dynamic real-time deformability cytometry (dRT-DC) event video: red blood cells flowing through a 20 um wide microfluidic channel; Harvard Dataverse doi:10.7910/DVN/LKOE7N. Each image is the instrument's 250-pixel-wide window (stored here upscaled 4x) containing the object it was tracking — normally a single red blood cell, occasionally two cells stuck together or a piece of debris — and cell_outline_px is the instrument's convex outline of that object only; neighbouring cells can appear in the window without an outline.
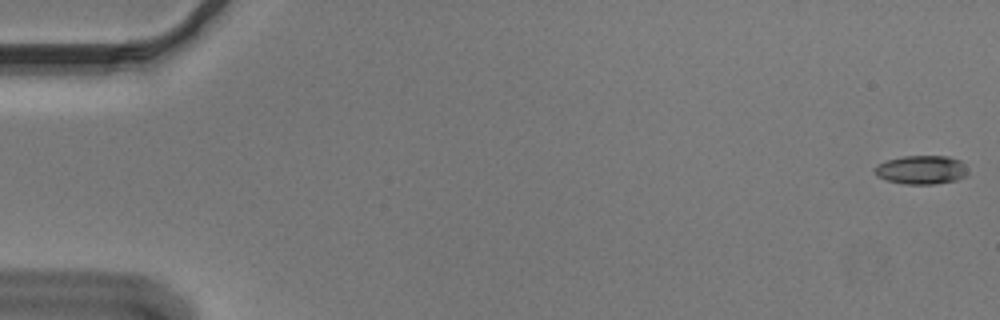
{"species": "Egyptian fruit bat (a non-hibernating species)", "species_latin": "Rousettus aegyptiacus", "temperature_condition": "cold", "stored_images_in_passage": 55, "camera_frame_rate_fps": 3000, "um_per_image_px": 0.085, "animal": {"sex": "male"}, "frame": {"image": 1, "passage_image": 1, "time_ms": 0.0, "image_size_px": [1000, 320], "cell_outline_px": [[968, 176], [956, 180], [936, 184], [904, 184], [888, 180], [876, 176], [872, 168], [876, 164], [888, 160], [904, 156], [948, 156], [960, 160], [964, 164], [968, 172]], "centroid_in_image_um": [78.32, 14.44], "position_along_channel_um": 6.7, "area_um2": 15.78}}
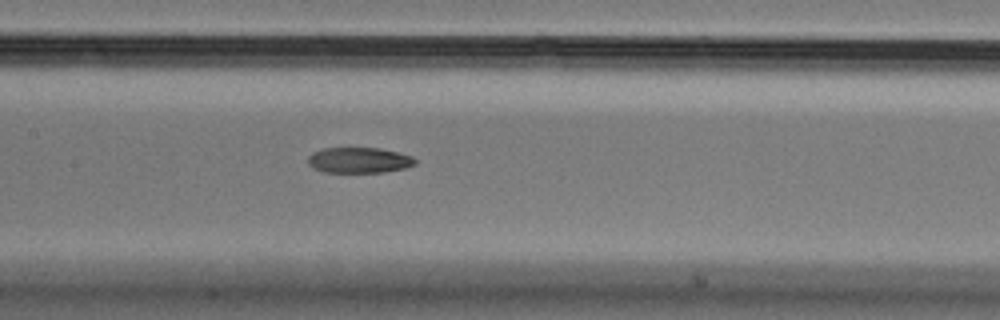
{"frame": {"image": 2, "passage_image": 27, "time_ms": 8.667, "image_size_px": [1000, 320], "cell_outline_px": [[416, 164], [404, 168], [384, 172], [324, 172], [308, 164], [308, 156], [312, 152], [324, 148], [380, 148], [412, 156], [416, 160]], "centroid_in_image_um": [30.52, 13.61], "position_along_channel_um": 176.9, "area_um2": 15.9}}
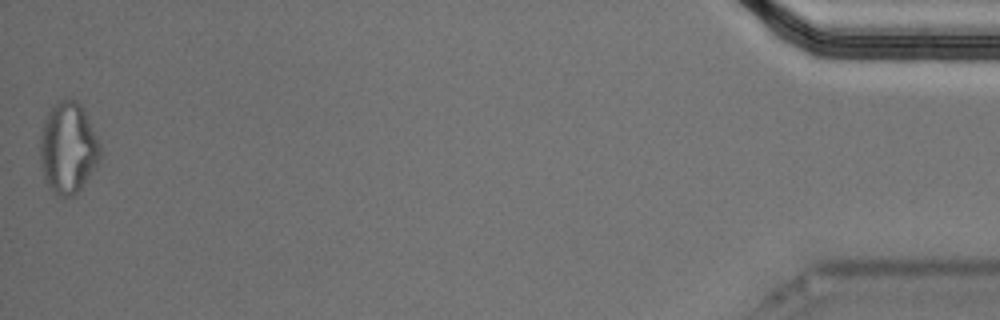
{"frame": {"image": 3, "passage_image": 55, "time_ms": 18.0, "image_size_px": [1000, 320], "cell_outline_px": [[100, 160], [84, 184], [72, 196], [60, 196], [48, 188], [44, 180], [40, 160], [40, 136], [44, 120], [48, 112], [56, 104], [64, 100], [76, 100], [84, 108], [100, 144]], "centroid_in_image_um": [5.78, 12.59], "position_along_channel_um": 429.4, "area_um2": 31.79}, "authors_computed_cell_mechanics": {"area_um2": 17.1666, "velocity_mm_per_s": 3.6779, "shape_relaxation_time_tau1_ms": null, "shape_relaxation_time_tau2_ms": 4.9804, "deformation_change_tau1": null, "deformation_change_tau2": 0.1011}}